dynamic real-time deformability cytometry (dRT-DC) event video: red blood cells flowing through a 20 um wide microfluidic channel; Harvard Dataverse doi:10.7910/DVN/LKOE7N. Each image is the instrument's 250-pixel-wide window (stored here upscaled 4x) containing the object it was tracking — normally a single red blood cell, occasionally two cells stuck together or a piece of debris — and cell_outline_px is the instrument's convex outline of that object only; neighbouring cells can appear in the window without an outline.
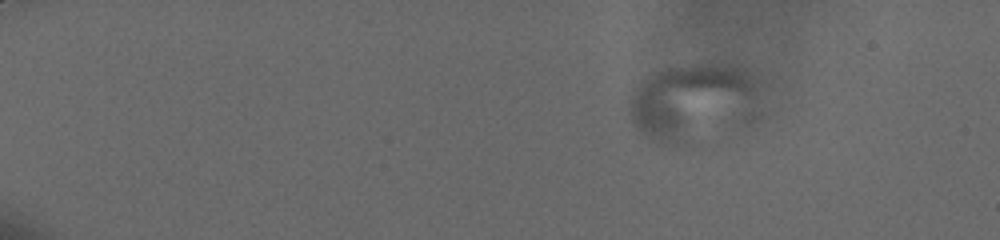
{"species": "human", "species_latin": "Homo sapiens", "temperature_condition": "cold", "stored_images_in_passage": 16, "camera_frame_rate_fps": 3000, "um_per_image_px": 0.085, "donor": {"sex": "male"}, "frame": {"image": 1, "passage_image": 1, "time_ms": 0.0, "image_size_px": [1000, 240], "cell_outline_px": [[772, 112], [764, 120], [692, 144], [656, 144], [648, 140], [632, 124], [628, 116], [628, 100], [632, 92], [644, 80], [656, 72], [668, 68], [700, 64], [728, 64], [748, 68], [772, 76]], "centroid_in_image_um": [59.43, 8.71], "position_along_channel_um": 25.6, "area_um2": 66.64}}
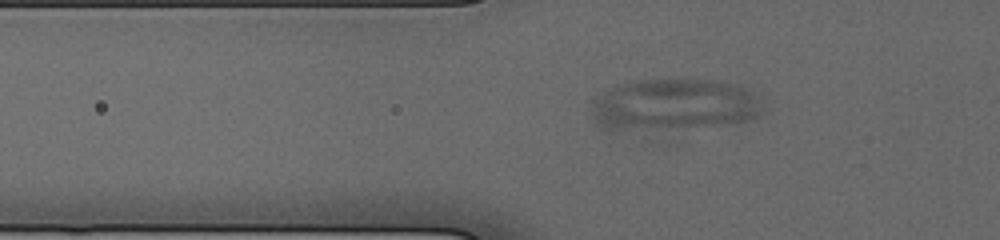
{"frame": {"image": 2, "passage_image": 7, "time_ms": 4.667, "image_size_px": [1000, 240], "cell_outline_px": [[764, 112], [756, 120], [668, 128], [616, 132], [604, 132], [596, 124], [592, 116], [592, 100], [608, 88], [636, 80], [664, 76], [712, 80], [736, 84], [748, 88], [760, 96], [764, 108]], "centroid_in_image_um": [57.26, 8.87], "position_along_channel_um": 68.5, "area_um2": 53.41}}